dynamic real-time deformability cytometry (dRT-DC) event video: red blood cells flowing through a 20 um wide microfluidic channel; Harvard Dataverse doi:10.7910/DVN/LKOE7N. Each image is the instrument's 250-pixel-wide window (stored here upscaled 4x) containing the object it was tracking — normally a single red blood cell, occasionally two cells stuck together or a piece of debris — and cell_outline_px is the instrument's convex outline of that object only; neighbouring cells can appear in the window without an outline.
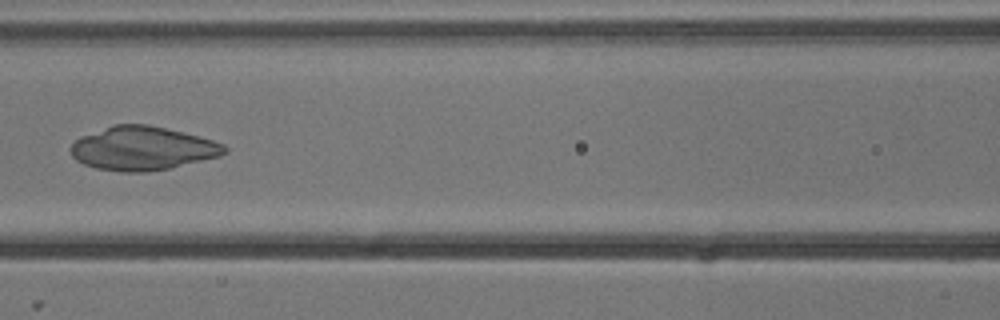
{"species": "common noctule bat (a hibernating species)", "species_latin": "Nyctalus noctula", "temperature_condition": "cold", "stored_images_in_passage": 8, "camera_frame_rate_fps": 3000, "um_per_image_px": 0.085, "animal": {"sex": "male", "body_mass_g": 13.3}, "frame": {"image": 1, "passage_image": 7, "time_ms": 2.0, "image_size_px": [1000, 320], "cell_outline_px": [[228, 152], [220, 156], [168, 168], [144, 172], [120, 172], [96, 168], [84, 164], [76, 160], [72, 156], [68, 148], [80, 136], [112, 124], [148, 124], [212, 140], [224, 144], [228, 148]], "centroid_in_image_um": [12.07, 12.61], "position_along_channel_um": 154.5, "area_um2": 39.07}}
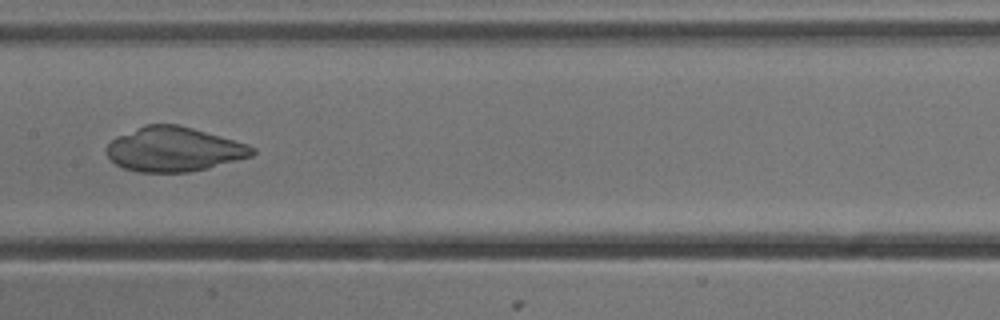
{"frame": {"image": 2, "passage_image": 8, "time_ms": 2.333, "image_size_px": [1000, 320], "cell_outline_px": [[256, 152], [252, 156], [208, 168], [188, 172], [136, 172], [124, 168], [116, 164], [108, 156], [108, 144], [116, 136], [144, 124], [176, 124], [192, 128], [248, 144], [256, 148]], "centroid_in_image_um": [14.79, 12.69], "position_along_channel_um": 192.6, "area_um2": 37.63}}